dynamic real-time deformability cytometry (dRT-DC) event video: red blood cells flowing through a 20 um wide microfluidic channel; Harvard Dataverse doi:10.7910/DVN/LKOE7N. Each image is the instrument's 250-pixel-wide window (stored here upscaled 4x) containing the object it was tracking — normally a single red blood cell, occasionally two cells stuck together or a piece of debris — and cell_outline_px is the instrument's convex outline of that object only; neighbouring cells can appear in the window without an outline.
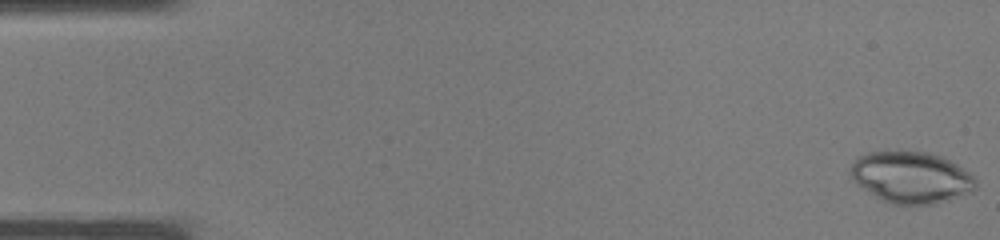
{"species": "common noctule bat (a hibernating species)", "species_latin": "Nyctalus noctula", "temperature_condition": "warm", "stored_images_in_passage": 37, "camera_frame_rate_fps": 3000, "um_per_image_px": 0.085, "animal": {"sex": "male", "body_mass_g": 19.0, "forearm_length_mm": 50.8}, "frame": {"image": 1, "passage_image": 1, "time_ms": 0.0, "image_size_px": [1000, 240], "cell_outline_px": [[976, 188], [972, 192], [936, 204], [892, 204], [876, 196], [856, 184], [848, 172], [852, 164], [860, 156], [868, 152], [928, 152], [940, 156], [956, 164], [968, 172], [976, 180]], "centroid_in_image_um": [77.45, 15.08], "position_along_channel_um": 7.6, "area_um2": 37.22}}
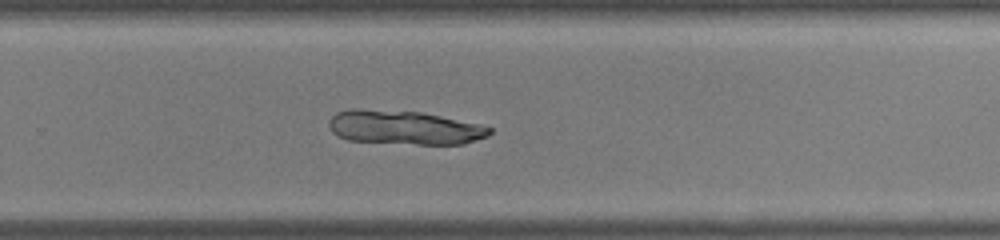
{"frame": {"image": 2, "passage_image": 25, "time_ms": 8.0, "image_size_px": [1000, 240], "cell_outline_px": [[492, 132], [488, 136], [464, 144], [416, 144], [348, 140], [332, 132], [328, 124], [328, 120], [336, 112], [348, 108], [360, 108], [420, 112], [440, 116], [476, 124], [492, 128]], "centroid_in_image_um": [34.31, 10.83], "position_along_channel_um": 295.5, "area_um2": 31.73}}
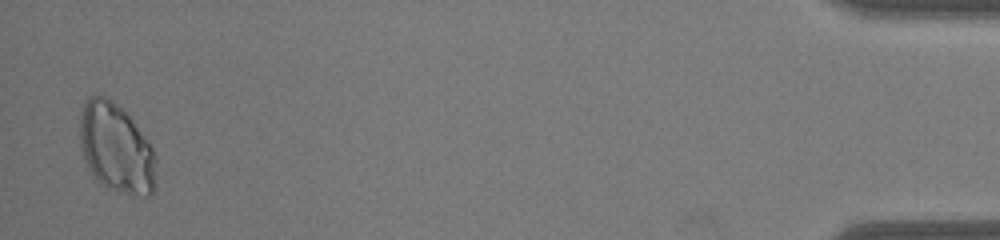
{"frame": {"image": 3, "passage_image": 37, "time_ms": 12.0, "image_size_px": [1000, 240], "cell_outline_px": [[156, 164], [152, 192], [148, 196], [144, 196], [108, 188], [96, 180], [84, 160], [80, 144], [80, 120], [84, 100], [88, 96], [104, 96], [112, 100], [132, 120], [152, 148], [156, 160]], "centroid_in_image_um": [9.84, 12.57], "position_along_channel_um": 425.4, "area_um2": 38.96}}